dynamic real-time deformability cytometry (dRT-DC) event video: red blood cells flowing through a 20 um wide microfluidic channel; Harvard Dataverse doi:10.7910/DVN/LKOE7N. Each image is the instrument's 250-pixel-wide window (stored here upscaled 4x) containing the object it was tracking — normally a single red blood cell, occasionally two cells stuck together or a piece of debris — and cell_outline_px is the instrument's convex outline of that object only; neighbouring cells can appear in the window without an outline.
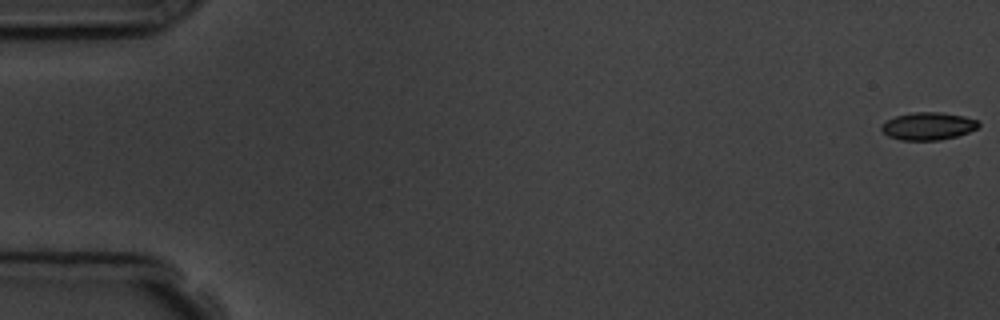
{"species": "common noctule bat (a hibernating species)", "species_latin": "Nyctalus noctula", "temperature_condition": "room temperature", "stored_images_in_passage": 8, "camera_frame_rate_fps": 3000, "um_per_image_px": 0.085, "animal": {"sex": "male", "body_mass_g": 19.5, "forearm_length_mm": 54.6}, "frame": {"image": 1, "passage_image": 1, "time_ms": 0.0, "image_size_px": [1000, 320], "cell_outline_px": [[980, 124], [976, 128], [968, 132], [956, 136], [940, 140], [900, 140], [888, 136], [880, 128], [888, 120], [896, 116], [912, 112], [940, 112], [964, 116], [980, 120]], "centroid_in_image_um": [78.92, 10.71], "position_along_channel_um": 6.1, "area_um2": 15.55}}
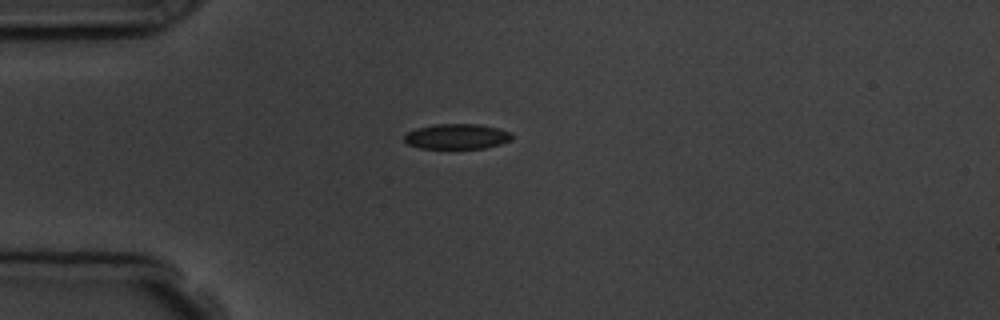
{"frame": {"image": 2, "passage_image": 5, "time_ms": 4.667, "image_size_px": [1000, 320], "cell_outline_px": [[512, 140], [500, 144], [484, 148], [420, 148], [408, 144], [404, 140], [404, 136], [408, 132], [416, 128], [436, 124], [480, 124], [500, 128], [512, 132]], "centroid_in_image_um": [38.87, 11.59], "position_along_channel_um": 46.1, "area_um2": 15.9}}